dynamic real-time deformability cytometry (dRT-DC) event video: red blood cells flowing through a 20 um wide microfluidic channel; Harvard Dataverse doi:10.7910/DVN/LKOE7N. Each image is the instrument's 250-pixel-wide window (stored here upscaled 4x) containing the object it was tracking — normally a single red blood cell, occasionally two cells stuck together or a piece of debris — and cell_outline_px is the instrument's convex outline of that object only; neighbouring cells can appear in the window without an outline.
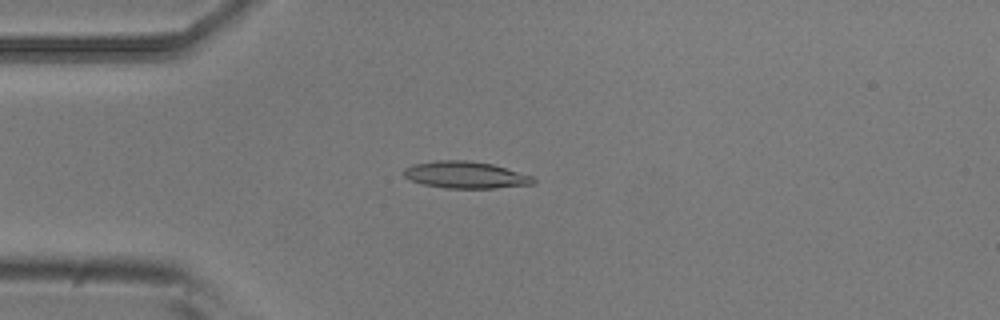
{"species": "common noctule bat (a hibernating species)", "species_latin": "Nyctalus noctula", "temperature_condition": "room temperature", "stored_images_in_passage": 4, "camera_frame_rate_fps": 3000, "um_per_image_px": 0.085, "animal": {"sex": "male", "body_mass_g": 20.5, "forearm_length_mm": 52.5}, "frame": {"image": 1, "passage_image": 4, "time_ms": 1.0, "image_size_px": [1000, 320], "cell_outline_px": [[536, 180], [532, 184], [496, 188], [444, 188], [424, 184], [412, 180], [404, 176], [404, 168], [412, 164], [436, 160], [468, 160], [492, 164], [532, 176]], "centroid_in_image_um": [39.55, 14.86], "position_along_channel_um": 45.4, "area_um2": 20.17}}